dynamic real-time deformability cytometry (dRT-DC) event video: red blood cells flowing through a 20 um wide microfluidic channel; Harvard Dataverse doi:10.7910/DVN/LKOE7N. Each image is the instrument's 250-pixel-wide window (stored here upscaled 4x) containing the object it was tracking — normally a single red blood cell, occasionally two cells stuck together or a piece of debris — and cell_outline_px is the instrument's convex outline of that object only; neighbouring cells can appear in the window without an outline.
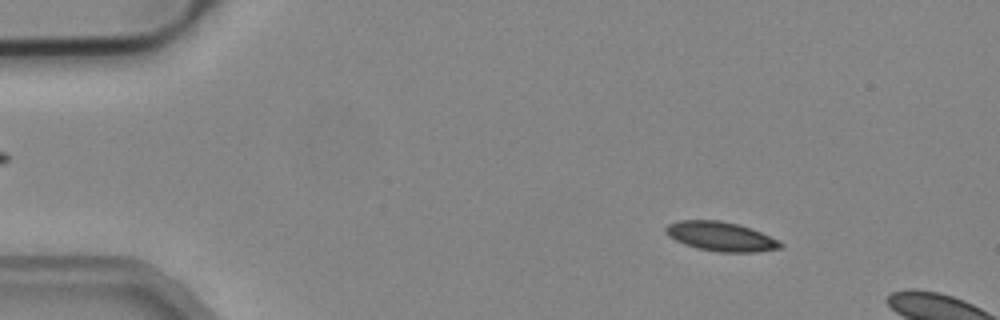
{"species": "common noctule bat (a hibernating species)", "species_latin": "Nyctalus noctula", "temperature_condition": "cold", "stored_images_in_passage": 12, "camera_frame_rate_fps": 3000, "um_per_image_px": 0.085, "animal": {"sex": "male", "body_mass_g": 19.2, "forearm_length_mm": 51.8}, "frame": {"image": 1, "passage_image": 7, "time_ms": 2.0, "image_size_px": [1000, 320], "cell_outline_px": [[784, 244], [780, 248], [756, 252], [720, 252], [696, 248], [684, 244], [668, 236], [664, 232], [664, 228], [668, 224], [680, 220], [720, 220], [740, 224], [752, 228], [780, 240]], "centroid_in_image_um": [61.28, 20.09], "position_along_channel_um": 23.7, "area_um2": 19.83}}